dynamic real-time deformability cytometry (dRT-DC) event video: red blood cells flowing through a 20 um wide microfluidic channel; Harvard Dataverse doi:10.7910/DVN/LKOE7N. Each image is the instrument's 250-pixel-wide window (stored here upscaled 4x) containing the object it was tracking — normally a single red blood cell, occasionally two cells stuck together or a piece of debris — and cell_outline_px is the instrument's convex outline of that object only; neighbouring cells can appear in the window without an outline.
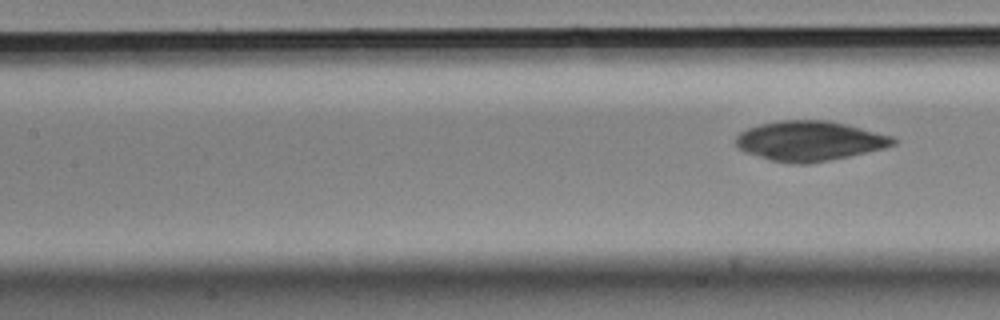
{"species": "Egyptian fruit bat (a non-hibernating species)", "species_latin": "Rousettus aegyptiacus", "temperature_condition": "cold", "stored_images_in_passage": 7, "segment_of_instrument_passage": [2, 2], "camera_frame_rate_fps": 3000, "um_per_image_px": 0.085, "animal": {"sex": "male"}, "frame": {"image": 1, "passage_image": 7, "time_ms": 2.0, "image_size_px": [1000, 320], "cell_outline_px": [[896, 144], [884, 148], [848, 156], [808, 164], [796, 164], [772, 160], [744, 152], [736, 144], [736, 136], [740, 132], [748, 128], [760, 124], [776, 120], [828, 120], [892, 136], [896, 140]], "centroid_in_image_um": [68.79, 11.97], "position_along_channel_um": 138.6, "area_um2": 36.18}}